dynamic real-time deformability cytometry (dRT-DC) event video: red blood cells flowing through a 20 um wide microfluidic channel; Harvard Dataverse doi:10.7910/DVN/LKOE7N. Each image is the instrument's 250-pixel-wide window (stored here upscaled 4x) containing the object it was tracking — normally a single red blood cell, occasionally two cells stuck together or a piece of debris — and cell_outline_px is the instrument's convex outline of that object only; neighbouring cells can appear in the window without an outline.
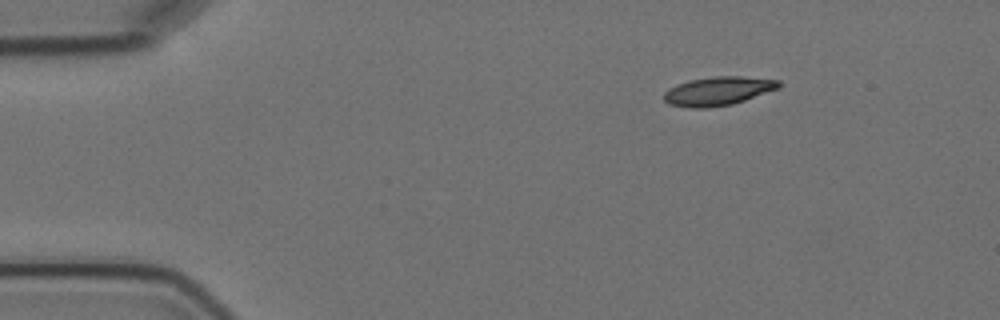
{"species": "Egyptian fruit bat (a non-hibernating species)", "species_latin": "Rousettus aegyptiacus", "temperature_condition": "cold", "stored_images_in_passage": 3, "camera_frame_rate_fps": 3000, "um_per_image_px": 0.085, "animal": {"sex": "female"}, "frame": {"image": 1, "passage_image": 1, "time_ms": 0.0, "image_size_px": [1000, 320], "cell_outline_px": [[780, 88], [732, 104], [704, 108], [692, 108], [668, 104], [664, 100], [664, 92], [668, 88], [676, 84], [688, 80], [712, 76], [740, 76], [780, 80]], "centroid_in_image_um": [61.01, 7.73], "position_along_channel_um": 24.0, "area_um2": 19.31}}